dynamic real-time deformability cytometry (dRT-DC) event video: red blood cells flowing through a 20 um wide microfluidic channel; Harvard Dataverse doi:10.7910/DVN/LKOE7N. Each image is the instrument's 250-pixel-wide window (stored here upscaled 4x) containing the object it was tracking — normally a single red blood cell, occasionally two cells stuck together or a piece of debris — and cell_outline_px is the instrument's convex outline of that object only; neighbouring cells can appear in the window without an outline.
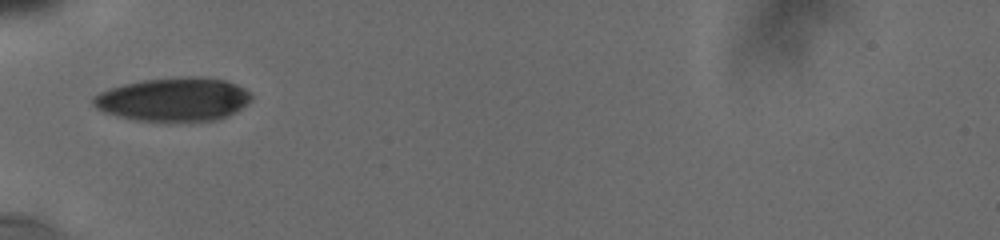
{"species": "human", "species_latin": "Homo sapiens", "temperature_condition": "cold", "stored_images_in_passage": 47, "camera_frame_rate_fps": 3000, "um_per_image_px": 0.085, "donor": {"sex": "male"}, "frame": {"image": 1, "passage_image": 1, "time_ms": 0.0, "image_size_px": [1000, 240], "cell_outline_px": [[252, 100], [248, 104], [236, 112], [228, 116], [216, 120], [136, 120], [104, 112], [96, 108], [92, 104], [92, 96], [108, 88], [140, 80], [180, 76], [200, 76], [224, 80], [236, 84], [244, 88], [252, 96]], "centroid_in_image_um": [14.76, 8.42], "position_along_channel_um": 70.2, "area_um2": 40.23}}
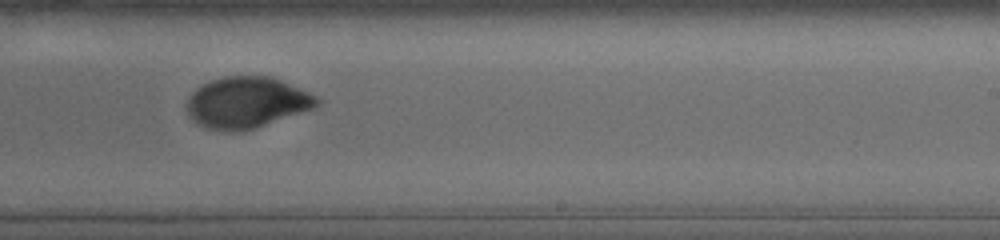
{"frame": {"image": 2, "passage_image": 21, "time_ms": 5.333, "image_size_px": [1000, 240], "cell_outline_px": [[320, 104], [312, 108], [240, 132], [224, 132], [208, 128], [192, 120], [184, 108], [188, 96], [200, 84], [224, 76], [272, 76], [308, 92], [316, 96], [320, 100]], "centroid_in_image_um": [20.89, 8.7], "position_along_channel_um": 268.1, "area_um2": 38.67}}
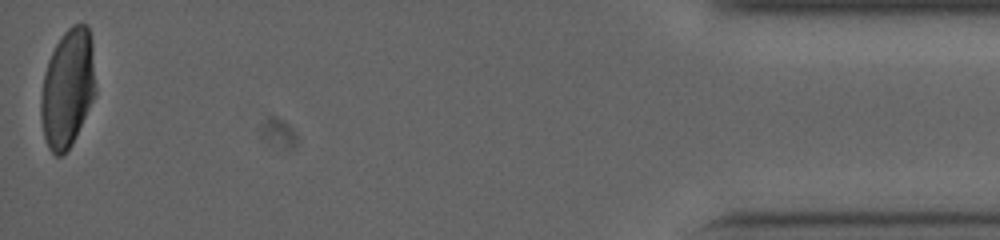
{"frame": {"image": 3, "passage_image": 46, "time_ms": 11.667, "image_size_px": [1000, 240], "cell_outline_px": [[96, 92], [76, 136], [72, 144], [60, 156], [56, 156], [48, 148], [44, 136], [40, 120], [40, 100], [44, 76], [48, 60], [56, 44], [64, 32], [72, 24], [88, 24], [92, 36], [96, 88]], "centroid_in_image_um": [5.75, 7.47], "position_along_channel_um": 429.4, "area_um2": 37.86}, "authors_computed_cell_mechanics": {"area_um2": 38.3214, "velocity_mm_per_s": 3.7674, "shape_relaxation_time_tau1_ms": 4.5115, "shape_relaxation_time_tau2_ms": 1.4292, "deformation_change_tau1": 0.1412, "deformation_change_tau2": 0.036}}